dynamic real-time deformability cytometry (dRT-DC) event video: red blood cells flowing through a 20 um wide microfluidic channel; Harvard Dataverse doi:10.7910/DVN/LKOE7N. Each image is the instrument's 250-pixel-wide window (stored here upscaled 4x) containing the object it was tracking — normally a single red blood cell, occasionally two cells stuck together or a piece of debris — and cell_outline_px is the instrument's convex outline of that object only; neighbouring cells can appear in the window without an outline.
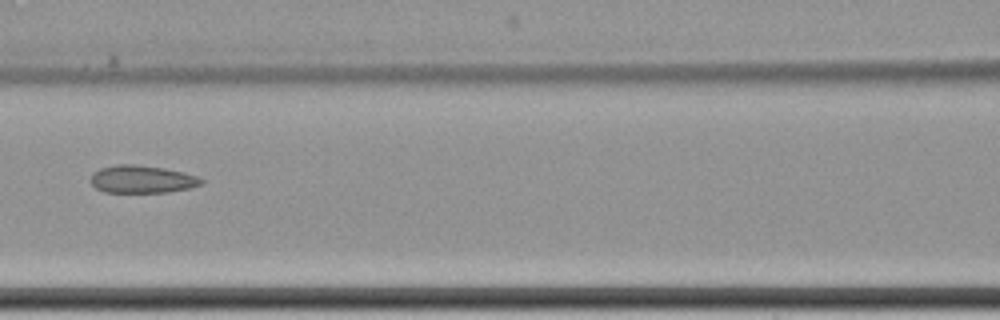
{"species": "common noctule bat (a hibernating species)", "species_latin": "Nyctalus noctula", "temperature_condition": "cold", "stored_images_in_passage": 11, "camera_frame_rate_fps": 3000, "um_per_image_px": 0.085, "animal": {"sex": "female", "body_mass_g": 22.7, "forearm_length_mm": 54.2}, "frame": {"image": 1, "passage_image": 8, "time_ms": 9.333, "image_size_px": [1000, 320], "cell_outline_px": [[204, 184], [188, 188], [168, 192], [104, 192], [96, 188], [88, 180], [92, 172], [100, 168], [116, 164], [132, 164], [164, 168], [200, 176], [204, 180]], "centroid_in_image_um": [12.05, 15.23], "position_along_channel_um": 154.5, "area_um2": 18.03}}
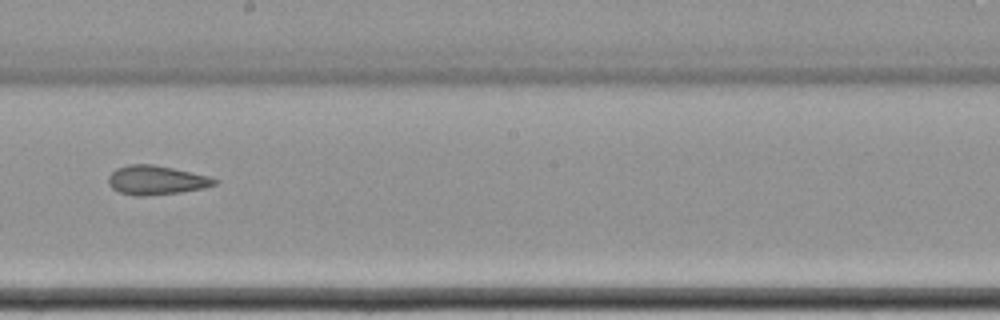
{"frame": {"image": 2, "passage_image": 10, "time_ms": 11.667, "image_size_px": [1000, 320], "cell_outline_px": [[220, 180], [216, 184], [204, 188], [180, 192], [140, 196], [136, 196], [120, 192], [112, 188], [108, 184], [108, 176], [116, 168], [128, 164], [152, 164], [172, 168], [208, 176]], "centroid_in_image_um": [13.26, 15.31], "position_along_channel_um": 234.9, "area_um2": 17.92}}
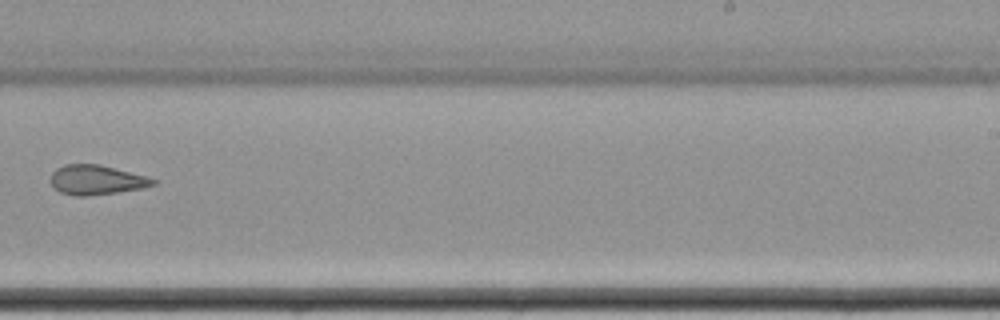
{"frame": {"image": 3, "passage_image": 11, "time_ms": 13.0, "image_size_px": [1000, 320], "cell_outline_px": [[156, 184], [144, 188], [88, 196], [76, 196], [60, 192], [52, 188], [48, 180], [52, 172], [56, 168], [64, 164], [100, 164], [144, 176], [156, 180]], "centroid_in_image_um": [8.11, 15.29], "position_along_channel_um": 280.9, "area_um2": 17.8}}